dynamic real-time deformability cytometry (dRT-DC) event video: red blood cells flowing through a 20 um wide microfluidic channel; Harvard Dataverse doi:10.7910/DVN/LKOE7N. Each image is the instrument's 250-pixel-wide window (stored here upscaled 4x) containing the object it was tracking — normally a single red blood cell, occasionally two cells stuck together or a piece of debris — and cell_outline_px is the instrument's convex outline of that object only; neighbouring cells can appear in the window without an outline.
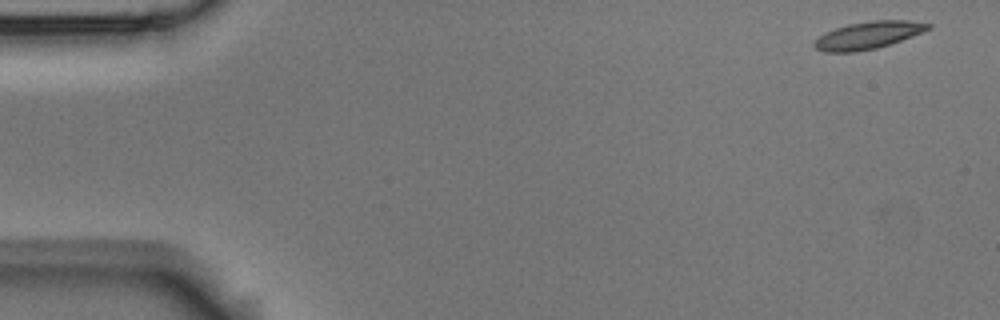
{"species": "Egyptian fruit bat (a non-hibernating species)", "species_latin": "Rousettus aegyptiacus", "temperature_condition": "room temperature", "stored_images_in_passage": 6, "camera_frame_rate_fps": 3000, "um_per_image_px": 0.085, "animal": {"sex": "male"}, "frame": {"image": 1, "passage_image": 1, "time_ms": 0.0, "image_size_px": [1000, 320], "cell_outline_px": [[932, 28], [912, 36], [876, 48], [856, 52], [824, 52], [816, 48], [812, 44], [824, 32], [848, 24], [872, 20], [908, 20], [932, 24]], "centroid_in_image_um": [73.79, 2.99], "position_along_channel_um": 11.2, "area_um2": 18.03}}
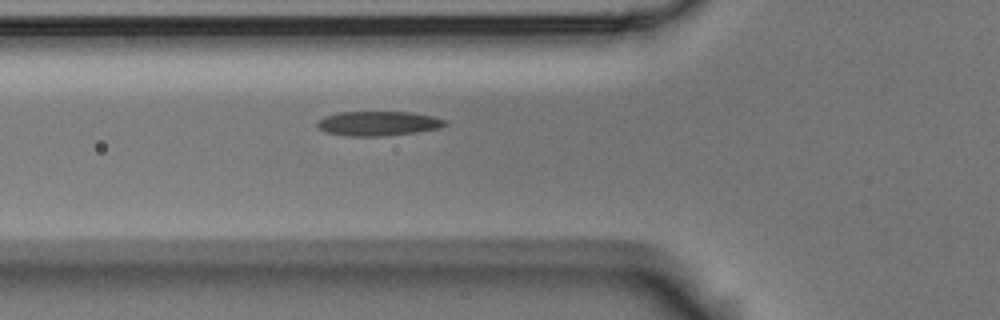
{"frame": {"image": 2, "passage_image": 6, "time_ms": 1.667, "image_size_px": [1000, 320], "cell_outline_px": [[448, 124], [440, 128], [416, 132], [384, 136], [344, 136], [324, 132], [316, 124], [324, 116], [340, 112], [412, 112], [432, 116], [444, 120]], "centroid_in_image_um": [32.14, 10.5], "position_along_channel_um": 93.7, "area_um2": 18.26}}